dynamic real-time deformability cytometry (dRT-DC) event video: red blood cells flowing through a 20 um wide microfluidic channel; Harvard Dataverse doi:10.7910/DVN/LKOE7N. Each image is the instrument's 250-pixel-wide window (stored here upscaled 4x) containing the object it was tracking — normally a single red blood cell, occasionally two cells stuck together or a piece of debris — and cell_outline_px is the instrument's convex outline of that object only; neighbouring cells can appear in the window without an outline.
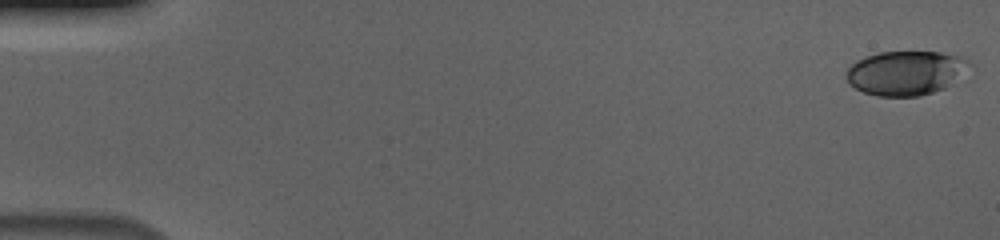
{"species": "human", "species_latin": "Homo sapiens", "temperature_condition": "cold", "stored_images_in_passage": 56, "camera_frame_rate_fps": 3000, "um_per_image_px": 0.085, "donor": {"sex": "male"}, "frame": {"image": 1, "passage_image": 1, "time_ms": 0.0, "image_size_px": [1000, 240], "cell_outline_px": [[976, 68], [944, 88], [920, 96], [876, 96], [864, 92], [856, 88], [848, 80], [848, 68], [856, 60], [880, 52], [940, 52], [964, 56]], "centroid_in_image_um": [77.12, 6.19], "position_along_channel_um": 7.9, "area_um2": 32.02}}
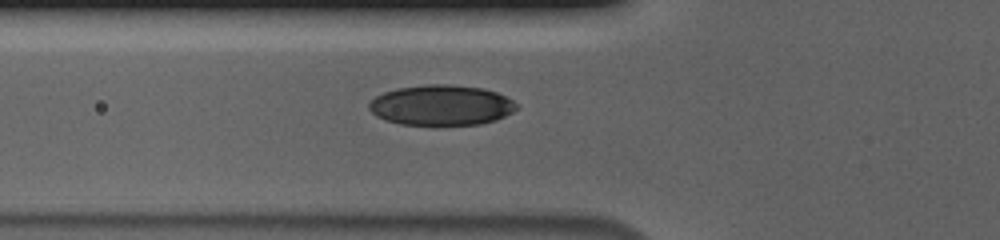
{"frame": {"image": 2, "passage_image": 21, "time_ms": 6.667, "image_size_px": [1000, 240], "cell_outline_px": [[520, 108], [496, 120], [480, 124], [400, 124], [384, 120], [376, 116], [368, 108], [368, 104], [376, 96], [384, 92], [396, 88], [428, 84], [448, 84], [484, 88], [496, 92], [512, 100]], "centroid_in_image_um": [37.5, 8.93], "position_along_channel_um": 88.3, "area_um2": 34.62}}
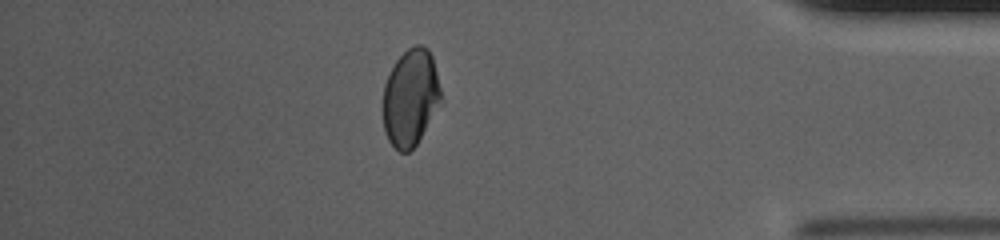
{"frame": {"image": 3, "passage_image": 49, "time_ms": 16.0, "image_size_px": [1000, 240], "cell_outline_px": [[440, 104], [416, 144], [408, 152], [400, 152], [388, 140], [384, 128], [384, 84], [396, 60], [408, 48], [416, 44], [420, 44], [428, 48], [432, 56], [440, 88]], "centroid_in_image_um": [34.89, 8.27], "position_along_channel_um": 400.3, "area_um2": 32.19}, "authors_computed_cell_mechanics": {"area_um2": 33.3217, "velocity_mm_per_s": 3.6966, "shape_relaxation_time_tau1_ms": 5.8946, "shape_relaxation_time_tau2_ms": 2.3576, "deformation_change_tau1": 0.1408, "deformation_change_tau2": 0.0418}}